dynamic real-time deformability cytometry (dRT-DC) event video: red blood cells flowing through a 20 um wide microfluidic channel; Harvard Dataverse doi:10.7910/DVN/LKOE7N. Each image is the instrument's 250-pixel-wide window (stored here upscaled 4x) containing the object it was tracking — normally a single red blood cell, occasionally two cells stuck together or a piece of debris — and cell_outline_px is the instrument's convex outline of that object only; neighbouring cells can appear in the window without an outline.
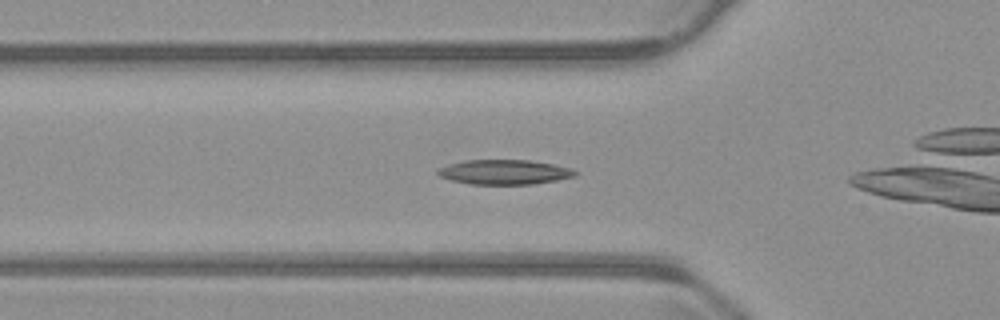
{"species": "common noctule bat (a hibernating species)", "species_latin": "Nyctalus noctula", "temperature_condition": "warm", "stored_images_in_passage": 31, "camera_frame_rate_fps": 3000, "um_per_image_px": 0.085, "animal": {"sex": "male", "body_mass_g": 23.1, "forearm_length_mm": 52.7}, "frame": {"image": 1, "passage_image": 5, "time_ms": 1.333, "image_size_px": [1000, 320], "cell_outline_px": [[580, 172], [576, 176], [556, 180], [532, 184], [468, 184], [452, 180], [440, 176], [436, 172], [436, 168], [448, 164], [464, 160], [528, 160], [552, 164], [572, 168]], "centroid_in_image_um": [42.87, 14.62], "position_along_channel_um": 82.9, "area_um2": 19.88}}
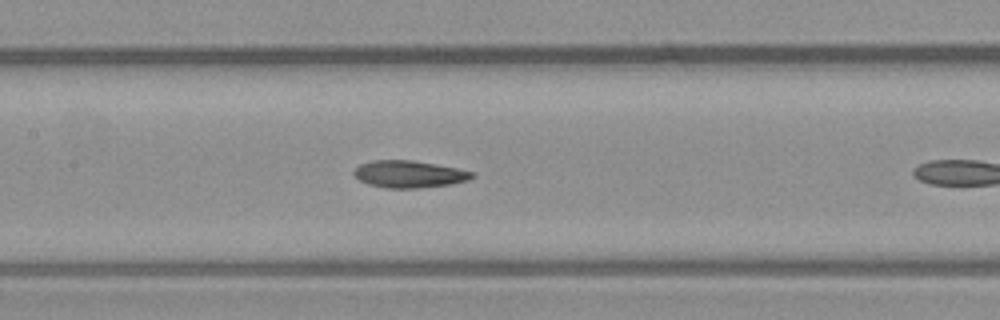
{"frame": {"image": 2, "passage_image": 12, "time_ms": 3.667, "image_size_px": [1000, 320], "cell_outline_px": [[476, 176], [468, 180], [452, 184], [416, 188], [384, 188], [368, 184], [360, 180], [352, 172], [360, 164], [372, 160], [412, 160], [436, 164], [476, 172]], "centroid_in_image_um": [34.8, 14.8], "position_along_channel_um": 172.6, "area_um2": 18.73}}
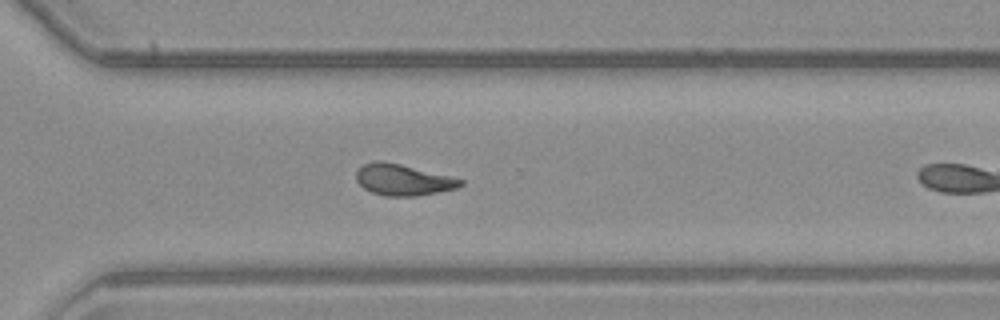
{"frame": {"image": 3, "passage_image": 25, "time_ms": 8.0, "image_size_px": [1000, 320], "cell_outline_px": [[464, 184], [456, 188], [416, 196], [384, 196], [372, 192], [364, 188], [356, 180], [356, 172], [364, 164], [376, 160], [380, 160], [400, 164], [464, 180]], "centroid_in_image_um": [34.23, 15.29], "position_along_channel_um": 336.4, "area_um2": 18.67}, "authors_computed_cell_mechanics": {"area_um2": 18.785, "velocity_mm_per_s": 3.7907, "shape_relaxation_time_tau1_ms": 7.0436, "shape_relaxation_time_tau2_ms": 3.182, "deformation_change_tau1": 0.2081, "deformation_change_tau2": 0.1042}}